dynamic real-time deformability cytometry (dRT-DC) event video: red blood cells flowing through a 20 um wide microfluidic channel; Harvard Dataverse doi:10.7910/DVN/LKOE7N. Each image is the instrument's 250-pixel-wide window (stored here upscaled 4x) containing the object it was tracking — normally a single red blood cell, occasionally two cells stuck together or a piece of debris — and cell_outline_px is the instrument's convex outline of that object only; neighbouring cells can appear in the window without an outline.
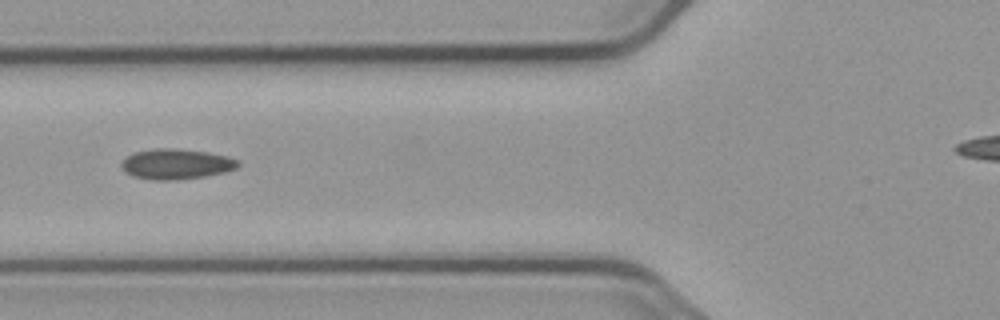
{"species": "common noctule bat (a hibernating species)", "species_latin": "Nyctalus noctula", "temperature_condition": "cold", "stored_images_in_passage": 5, "camera_frame_rate_fps": 3000, "um_per_image_px": 0.085, "animal": {"sex": "male", "body_mass_g": 23.1, "forearm_length_mm": 52.7}, "frame": {"image": 1, "passage_image": 5, "time_ms": 5.0, "image_size_px": [1000, 320], "cell_outline_px": [[240, 164], [236, 168], [224, 172], [204, 176], [176, 180], [152, 180], [132, 176], [124, 172], [120, 164], [132, 152], [152, 148], [176, 148], [208, 152], [228, 156], [240, 160]], "centroid_in_image_um": [14.96, 13.93], "position_along_channel_um": 110.8, "area_um2": 20.87}}